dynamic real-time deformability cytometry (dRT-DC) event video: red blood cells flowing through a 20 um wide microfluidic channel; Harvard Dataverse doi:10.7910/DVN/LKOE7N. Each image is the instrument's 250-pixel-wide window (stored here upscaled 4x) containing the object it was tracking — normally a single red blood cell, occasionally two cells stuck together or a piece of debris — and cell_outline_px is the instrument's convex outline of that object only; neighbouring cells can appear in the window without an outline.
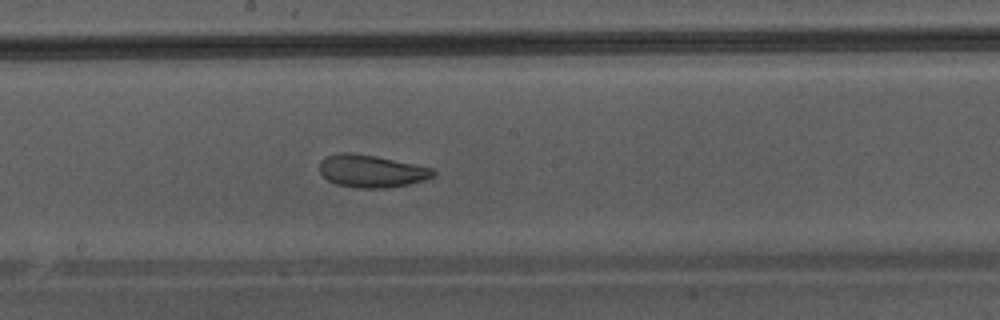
{"species": "Egyptian fruit bat (a non-hibernating species)", "species_latin": "Rousettus aegyptiacus", "temperature_condition": "warm", "stored_images_in_passage": 47, "camera_frame_rate_fps": 3000, "um_per_image_px": 0.085, "animal": {"sex": "male"}, "frame": {"image": 1, "passage_image": 27, "time_ms": 8.667, "image_size_px": [1000, 320], "cell_outline_px": [[436, 176], [428, 180], [388, 188], [356, 188], [336, 184], [328, 180], [320, 172], [320, 160], [324, 156], [336, 152], [352, 152], [376, 156], [432, 168], [436, 172]], "centroid_in_image_um": [31.57, 14.54], "position_along_channel_um": 216.6, "area_um2": 21.85}}